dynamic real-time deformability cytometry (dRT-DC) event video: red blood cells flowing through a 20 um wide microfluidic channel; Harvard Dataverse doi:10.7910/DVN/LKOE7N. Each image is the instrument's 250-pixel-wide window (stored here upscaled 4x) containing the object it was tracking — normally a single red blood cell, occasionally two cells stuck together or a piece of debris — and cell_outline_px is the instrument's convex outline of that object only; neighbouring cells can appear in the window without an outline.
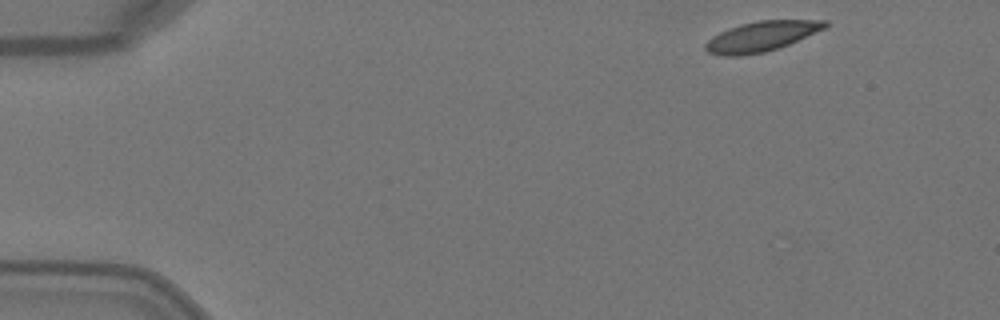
{"species": "Egyptian fruit bat (a non-hibernating species)", "species_latin": "Rousettus aegyptiacus", "temperature_condition": "warm", "stored_images_in_passage": 4, "camera_frame_rate_fps": 3000, "um_per_image_px": 0.085, "animal": {"sex": "female"}, "frame": {"image": 1, "passage_image": 1, "time_ms": 0.0, "image_size_px": [1000, 320], "cell_outline_px": [[828, 28], [780, 48], [764, 52], [740, 56], [724, 56], [708, 52], [704, 48], [704, 44], [712, 36], [728, 28], [740, 24], [760, 20], [828, 20]], "centroid_in_image_um": [64.75, 3.09], "position_along_channel_um": 20.2, "area_um2": 21.21}}
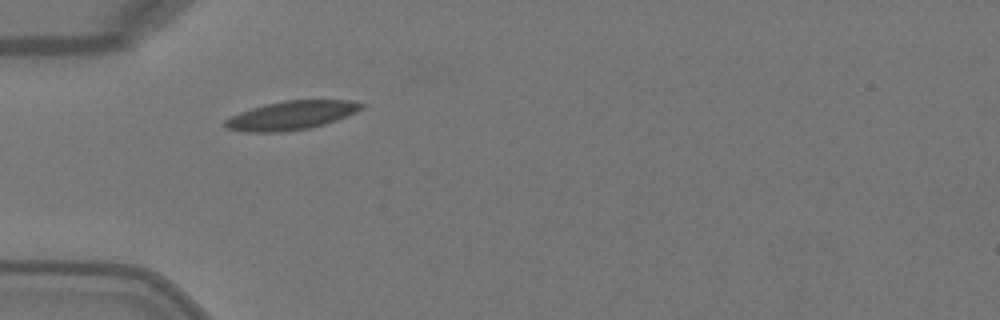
{"frame": {"image": 2, "passage_image": 3, "time_ms": 0.667, "image_size_px": [1000, 320], "cell_outline_px": [[364, 108], [356, 112], [336, 120], [324, 124], [308, 128], [284, 132], [244, 132], [228, 128], [224, 124], [224, 120], [240, 112], [264, 104], [284, 100], [352, 100], [364, 104]], "centroid_in_image_um": [24.77, 9.8], "position_along_channel_um": 60.2, "area_um2": 22.77}}
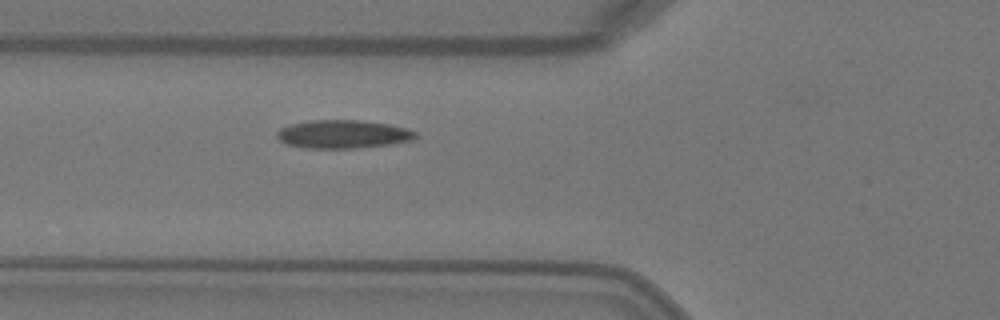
{"frame": {"image": 3, "passage_image": 4, "time_ms": 1.0, "image_size_px": [1000, 320], "cell_outline_px": [[416, 136], [412, 140], [388, 144], [356, 148], [304, 148], [288, 144], [280, 140], [276, 136], [276, 132], [280, 128], [292, 124], [308, 120], [360, 120], [388, 124], [404, 128], [416, 132]], "centroid_in_image_um": [29.11, 11.4], "position_along_channel_um": 96.7, "area_um2": 22.66}}